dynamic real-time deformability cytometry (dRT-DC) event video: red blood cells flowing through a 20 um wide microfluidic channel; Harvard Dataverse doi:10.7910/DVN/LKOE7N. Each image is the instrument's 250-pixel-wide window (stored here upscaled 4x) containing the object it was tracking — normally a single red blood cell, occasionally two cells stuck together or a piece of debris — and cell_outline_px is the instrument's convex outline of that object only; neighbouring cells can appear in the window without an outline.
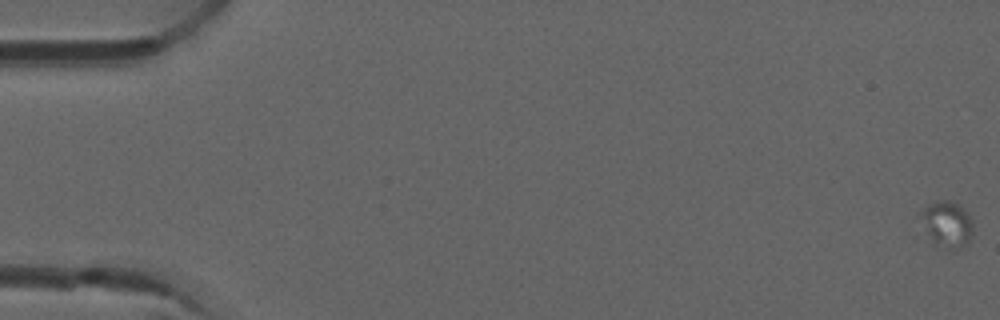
{"species": "common noctule bat (a hibernating species)", "species_latin": "Nyctalus noctula", "temperature_condition": "room temperature", "stored_images_in_passage": 18, "camera_frame_rate_fps": 3000, "um_per_image_px": 0.085, "animal": {"sex": "male", "forearm_length_mm": 52.5}, "frame": {"image": 1, "passage_image": 1, "time_ms": 0.0, "image_size_px": [1000, 320], "cell_outline_px": [[972, 236], [968, 244], [956, 252], [932, 244], [920, 216], [920, 212], [928, 204], [936, 200], [948, 200], [960, 204], [968, 212], [972, 220]], "centroid_in_image_um": [80.53, 19.08], "position_along_channel_um": 4.5, "area_um2": 14.57}}